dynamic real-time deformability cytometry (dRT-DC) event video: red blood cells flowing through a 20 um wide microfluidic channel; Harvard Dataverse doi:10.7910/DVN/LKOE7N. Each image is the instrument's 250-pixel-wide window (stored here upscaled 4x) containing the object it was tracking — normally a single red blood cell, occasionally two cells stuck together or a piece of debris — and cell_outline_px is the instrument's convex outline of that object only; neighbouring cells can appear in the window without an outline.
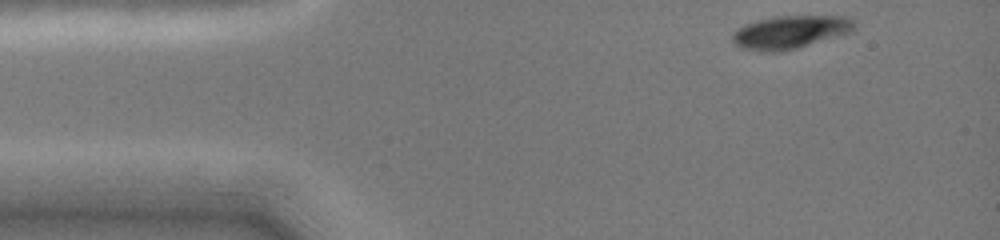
{"species": "common noctule bat (a hibernating species)", "species_latin": "Nyctalus noctula", "temperature_condition": "cold", "stored_images_in_passage": 39, "camera_frame_rate_fps": 3000, "um_per_image_px": 0.085, "animal": {"sex": "female", "body_mass_g": 19.0, "forearm_length_mm": 51.5}, "frame": {"image": 1, "passage_image": 1, "time_ms": 0.0, "image_size_px": [1000, 240], "cell_outline_px": [[852, 28], [848, 32], [784, 52], [764, 52], [744, 48], [736, 44], [732, 40], [732, 36], [740, 28], [748, 24], [760, 20], [780, 16], [840, 16], [852, 20]], "centroid_in_image_um": [67.12, 2.74], "position_along_channel_um": 17.9, "area_um2": 22.54}}
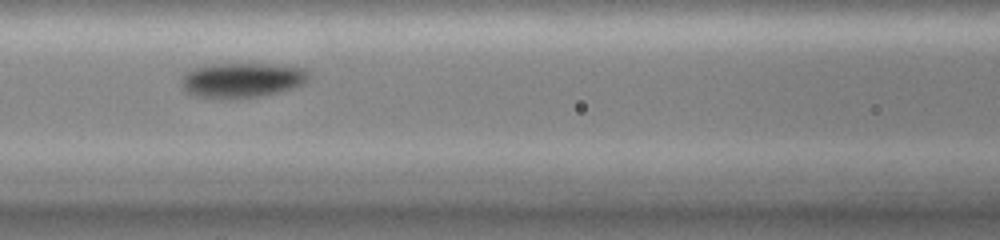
{"frame": {"image": 2, "passage_image": 16, "time_ms": 5.0, "image_size_px": [1000, 240], "cell_outline_px": [[308, 80], [304, 84], [292, 88], [260, 96], [216, 100], [196, 96], [188, 92], [184, 88], [180, 80], [192, 68], [212, 64], [272, 64], [304, 68], [308, 72]], "centroid_in_image_um": [20.55, 6.82], "position_along_channel_um": 146.0, "area_um2": 25.89}}
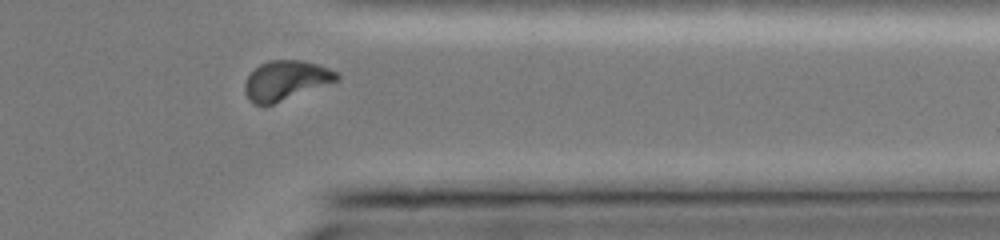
{"frame": {"image": 3, "passage_image": 34, "time_ms": 11.0, "image_size_px": [1000, 240], "cell_outline_px": [[340, 80], [272, 104], [252, 104], [248, 100], [244, 92], [244, 84], [248, 76], [260, 64], [268, 60], [300, 60], [316, 64], [340, 72]], "centroid_in_image_um": [24.3, 6.83], "position_along_channel_um": 387.1, "area_um2": 21.15}}